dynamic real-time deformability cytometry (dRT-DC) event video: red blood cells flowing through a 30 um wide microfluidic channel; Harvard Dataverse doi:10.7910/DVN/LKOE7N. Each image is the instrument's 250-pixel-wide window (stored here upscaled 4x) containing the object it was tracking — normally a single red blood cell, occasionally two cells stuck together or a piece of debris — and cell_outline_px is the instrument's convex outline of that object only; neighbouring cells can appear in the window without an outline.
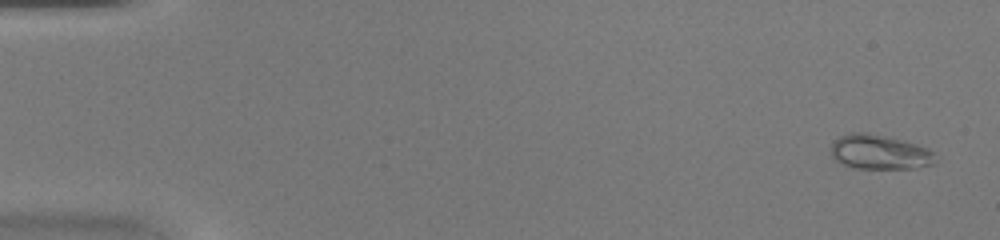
{"species": "common noctule bat (a hibernating species)", "species_latin": "Nyctalus noctula", "temperature_condition": "warm", "stored_images_in_passage": 29, "camera_frame_rate_fps": 3000, "um_per_image_px": 0.085, "animal": {"sex": "female", "body_mass_g": 20.0, "forearm_length_mm": 54.0}, "frame": {"image": 1, "passage_image": 2, "time_ms": 0.333, "image_size_px": [1000, 240], "cell_outline_px": [[936, 160], [932, 164], [916, 168], [852, 168], [836, 160], [832, 156], [832, 144], [840, 136], [852, 132], [868, 132], [916, 144], [928, 148], [932, 152]], "centroid_in_image_um": [74.76, 12.93], "position_along_channel_um": 10.2, "area_um2": 20.75}}
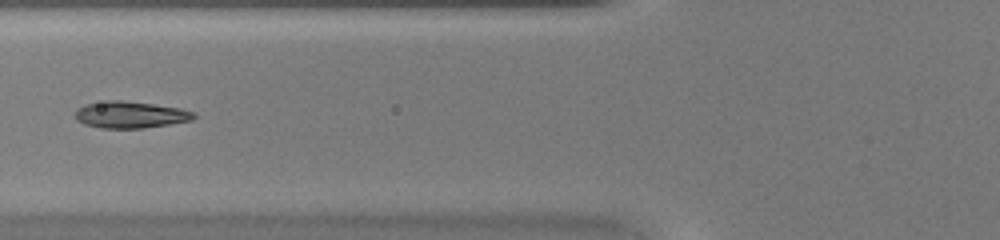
{"frame": {"image": 2, "passage_image": 19, "time_ms": 6.0, "image_size_px": [1000, 240], "cell_outline_px": [[196, 116], [192, 120], [144, 128], [100, 128], [84, 124], [76, 120], [76, 108], [88, 104], [108, 100], [120, 100], [152, 104], [180, 108], [196, 112]], "centroid_in_image_um": [11.08, 9.75], "position_along_channel_um": 114.7, "area_um2": 18.38}}
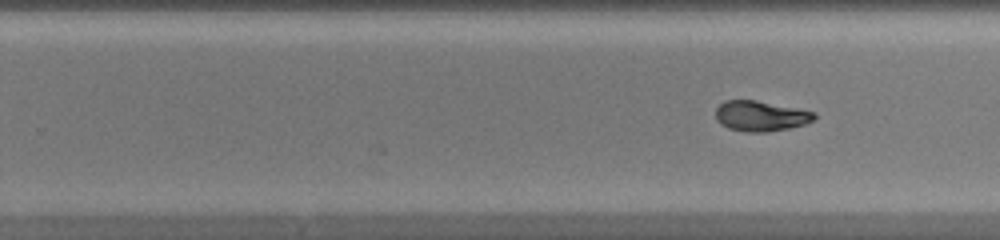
{"frame": {"image": 3, "passage_image": 29, "time_ms": 9.333, "image_size_px": [1000, 240], "cell_outline_px": [[816, 116], [812, 120], [804, 124], [788, 128], [768, 132], [748, 132], [728, 128], [716, 120], [716, 108], [724, 100], [756, 100], [816, 112]], "centroid_in_image_um": [64.64, 9.85], "position_along_channel_um": 265.2, "area_um2": 17.34}}